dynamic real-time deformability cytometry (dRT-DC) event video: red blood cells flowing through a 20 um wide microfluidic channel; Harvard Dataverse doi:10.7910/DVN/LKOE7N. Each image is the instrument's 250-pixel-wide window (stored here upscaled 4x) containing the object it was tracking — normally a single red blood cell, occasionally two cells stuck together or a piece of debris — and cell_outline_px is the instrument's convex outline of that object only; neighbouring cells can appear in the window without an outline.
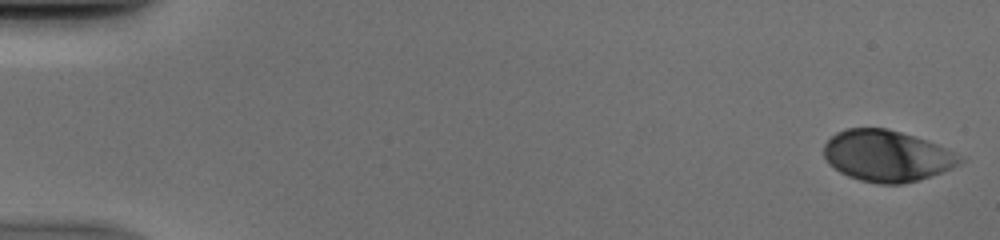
{"species": "human", "species_latin": "Homo sapiens", "temperature_condition": "cold", "stored_images_in_passage": 51, "camera_frame_rate_fps": 3000, "um_per_image_px": 0.085, "donor": {"sex": "male"}, "frame": {"image": 1, "passage_image": 1, "time_ms": 0.0, "image_size_px": [1000, 240], "cell_outline_px": [[964, 160], [960, 164], [952, 168], [916, 180], [900, 184], [880, 184], [860, 180], [848, 176], [840, 172], [828, 164], [824, 156], [824, 144], [836, 132], [844, 128], [888, 128], [936, 144], [956, 152], [964, 156]], "centroid_in_image_um": [75.37, 13.24], "position_along_channel_um": 9.6, "area_um2": 40.52}}
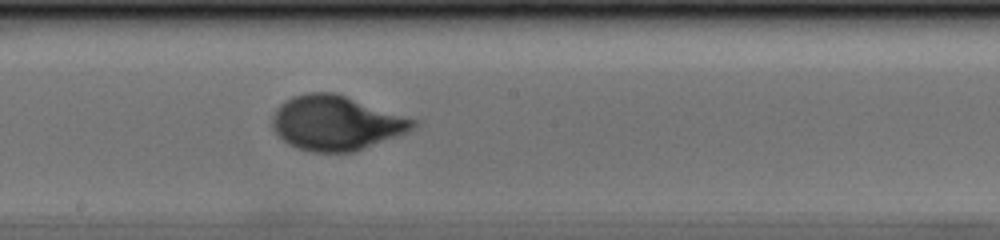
{"frame": {"image": 2, "passage_image": 29, "time_ms": 9.333, "image_size_px": [1000, 240], "cell_outline_px": [[416, 124], [412, 128], [404, 132], [364, 148], [352, 152], [312, 152], [296, 148], [288, 144], [272, 128], [272, 116], [276, 108], [284, 100], [292, 96], [308, 92], [332, 92], [416, 120]], "centroid_in_image_um": [28.47, 10.45], "position_along_channel_um": 219.7, "area_um2": 43.99}}
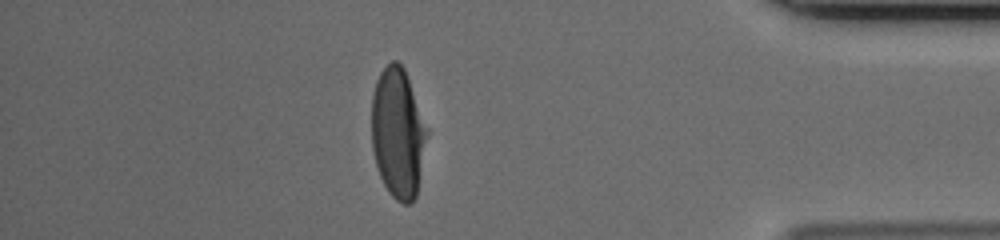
{"frame": {"image": 3, "passage_image": 45, "time_ms": 14.667, "image_size_px": [1000, 240], "cell_outline_px": [[428, 132], [416, 196], [408, 204], [404, 204], [396, 200], [388, 192], [380, 176], [376, 164], [372, 148], [372, 96], [376, 80], [380, 72], [392, 60], [396, 60], [404, 68], [428, 128]], "centroid_in_image_um": [33.82, 11.3], "position_along_channel_um": 401.4, "area_um2": 41.85}}